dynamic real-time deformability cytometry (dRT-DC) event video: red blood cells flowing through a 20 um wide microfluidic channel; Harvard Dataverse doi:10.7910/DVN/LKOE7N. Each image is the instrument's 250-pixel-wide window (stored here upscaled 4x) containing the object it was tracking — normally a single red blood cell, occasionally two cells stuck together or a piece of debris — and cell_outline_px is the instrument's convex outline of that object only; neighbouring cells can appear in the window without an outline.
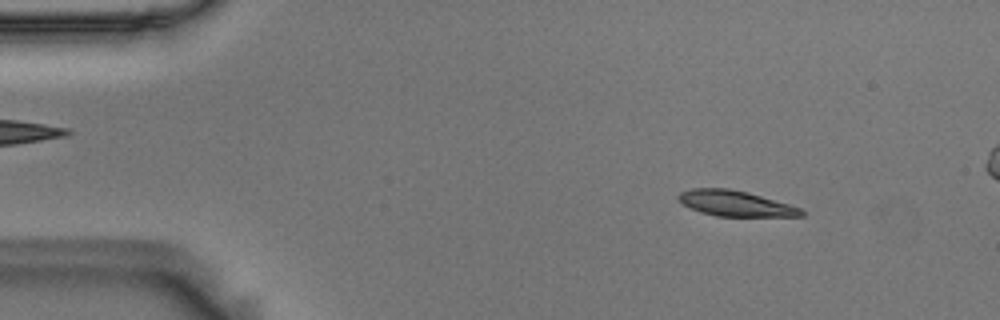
{"species": "Egyptian fruit bat (a non-hibernating species)", "species_latin": "Rousettus aegyptiacus", "temperature_condition": "room temperature", "stored_images_in_passage": 56, "segment_of_instrument_passage": [1, 2], "camera_frame_rate_fps": 3000, "um_per_image_px": 0.085, "animal": {"sex": "male"}, "frame": {"image": 1, "passage_image": 7, "time_ms": 2.0, "image_size_px": [1000, 320], "cell_outline_px": [[804, 216], [716, 216], [700, 212], [684, 204], [676, 196], [680, 192], [692, 188], [728, 188], [748, 192], [788, 204], [800, 208], [804, 212]], "centroid_in_image_um": [62.49, 17.28], "position_along_channel_um": 22.5, "area_um2": 18.09}}
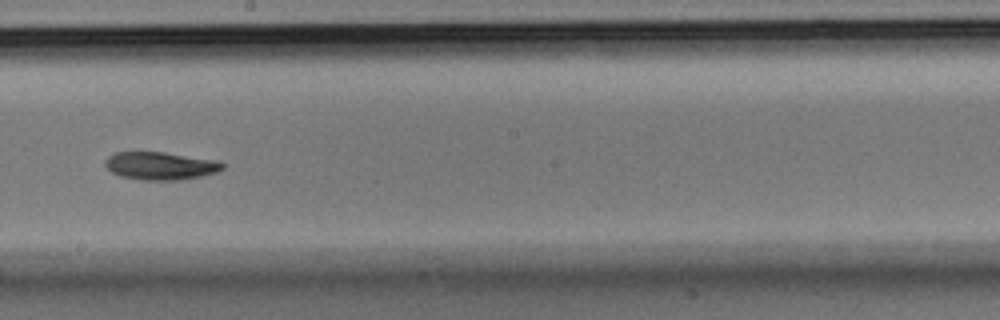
{"frame": {"image": 2, "passage_image": 31, "time_ms": 10.0, "image_size_px": [1000, 320], "cell_outline_px": [[224, 168], [216, 172], [184, 180], [140, 180], [120, 176], [112, 172], [104, 164], [104, 160], [108, 156], [116, 152], [164, 152], [220, 160], [224, 164]], "centroid_in_image_um": [13.65, 14.09], "position_along_channel_um": 234.5, "area_um2": 19.25}}
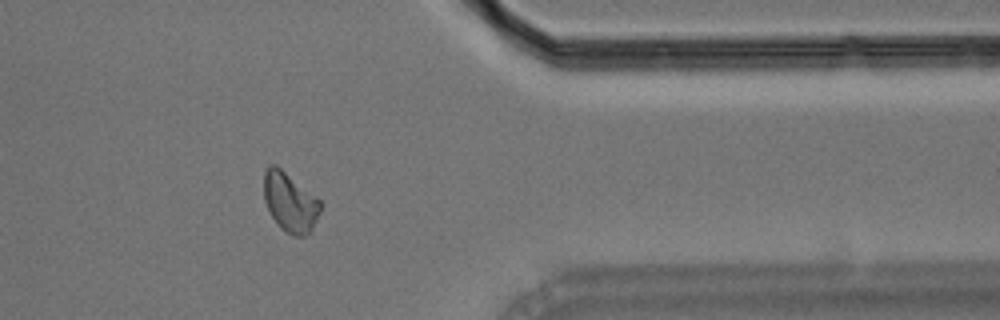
{"frame": {"image": 3, "passage_image": 45, "time_ms": 14.667, "image_size_px": [1000, 320], "cell_outline_px": [[324, 204], [312, 228], [304, 236], [292, 236], [280, 228], [272, 216], [264, 200], [264, 172], [268, 164], [276, 164], [320, 200]], "centroid_in_image_um": [24.65, 17.17], "position_along_channel_um": 386.8, "area_um2": 19.54}}